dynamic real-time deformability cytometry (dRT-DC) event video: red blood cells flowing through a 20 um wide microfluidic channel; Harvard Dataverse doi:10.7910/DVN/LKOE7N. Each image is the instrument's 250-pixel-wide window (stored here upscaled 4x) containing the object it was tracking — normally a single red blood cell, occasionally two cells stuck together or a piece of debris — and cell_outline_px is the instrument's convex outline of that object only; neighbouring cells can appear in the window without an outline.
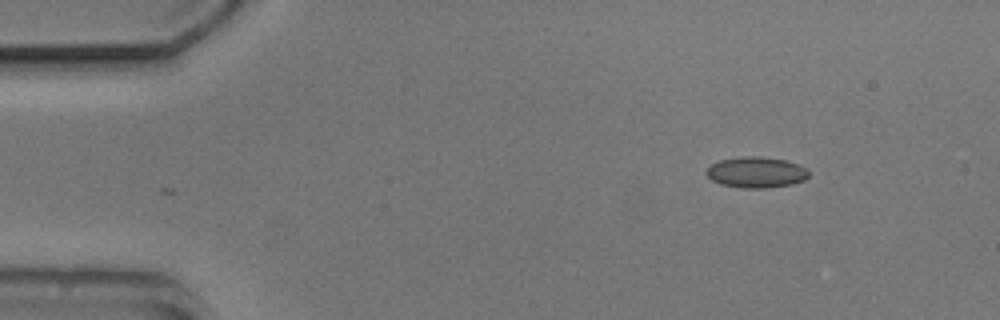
{"species": "common noctule bat (a hibernating species)", "species_latin": "Nyctalus noctula", "temperature_condition": "cold", "stored_images_in_passage": 24, "camera_frame_rate_fps": 3000, "um_per_image_px": 0.085, "animal": {"sex": "male", "body_mass_g": 20.5, "forearm_length_mm": 52.5}, "frame": {"image": 1, "passage_image": 1, "time_ms": 0.0, "image_size_px": [1000, 320], "cell_outline_px": [[808, 176], [804, 180], [792, 184], [764, 188], [740, 188], [720, 184], [712, 180], [704, 172], [712, 164], [720, 160], [744, 156], [760, 156], [784, 160], [800, 164], [808, 168]], "centroid_in_image_um": [64.29, 14.64], "position_along_channel_um": 20.7, "area_um2": 18.5}}
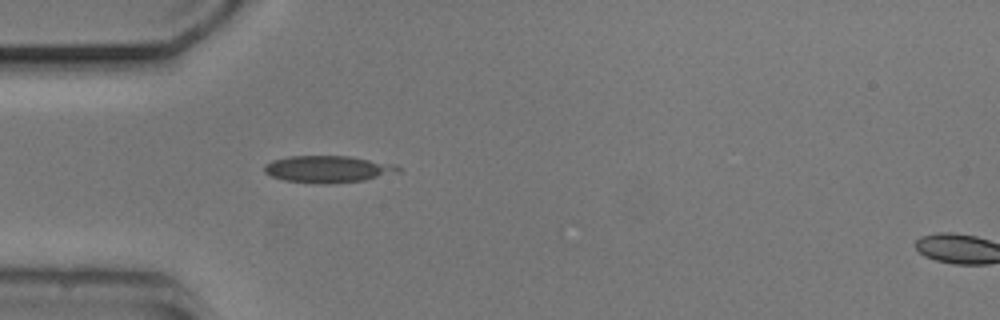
{"frame": {"image": 2, "passage_image": 10, "time_ms": 3.0, "image_size_px": [1000, 320], "cell_outline_px": [[404, 168], [400, 172], [364, 180], [332, 184], [316, 184], [284, 180], [272, 176], [264, 172], [264, 164], [272, 160], [288, 156], [348, 156], [396, 164]], "centroid_in_image_um": [27.9, 14.38], "position_along_channel_um": 57.1, "area_um2": 21.27}}